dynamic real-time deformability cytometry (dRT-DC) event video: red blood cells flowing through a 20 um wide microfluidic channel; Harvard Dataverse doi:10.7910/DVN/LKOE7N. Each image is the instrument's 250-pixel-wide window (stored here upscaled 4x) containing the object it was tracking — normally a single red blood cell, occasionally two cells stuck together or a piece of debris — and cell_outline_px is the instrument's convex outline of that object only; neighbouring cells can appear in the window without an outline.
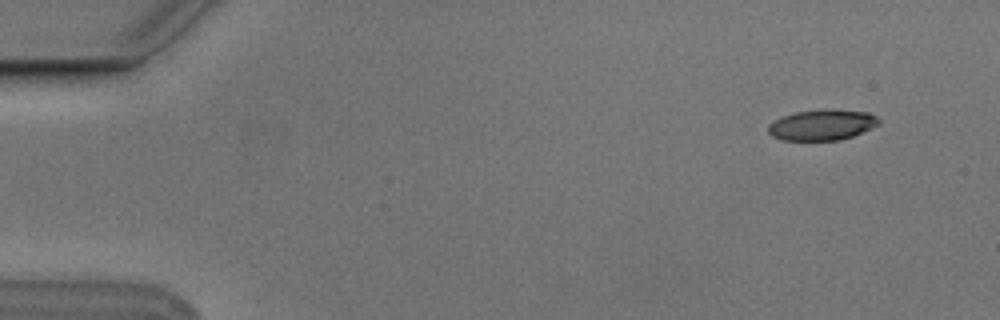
{"species": "Egyptian fruit bat (a non-hibernating species)", "species_latin": "Rousettus aegyptiacus", "temperature_condition": "cold", "stored_images_in_passage": 5, "camera_frame_rate_fps": 3000, "um_per_image_px": 0.085, "animal": {"sex": "male"}, "frame": {"image": 1, "passage_image": 1, "time_ms": 0.0, "image_size_px": [1000, 320], "cell_outline_px": [[880, 124], [872, 128], [852, 136], [840, 140], [780, 140], [772, 136], [768, 132], [768, 124], [772, 120], [780, 116], [796, 112], [828, 108], [832, 108], [868, 112], [876, 116], [880, 120]], "centroid_in_image_um": [69.86, 10.6], "position_along_channel_um": 15.1, "area_um2": 20.17}}